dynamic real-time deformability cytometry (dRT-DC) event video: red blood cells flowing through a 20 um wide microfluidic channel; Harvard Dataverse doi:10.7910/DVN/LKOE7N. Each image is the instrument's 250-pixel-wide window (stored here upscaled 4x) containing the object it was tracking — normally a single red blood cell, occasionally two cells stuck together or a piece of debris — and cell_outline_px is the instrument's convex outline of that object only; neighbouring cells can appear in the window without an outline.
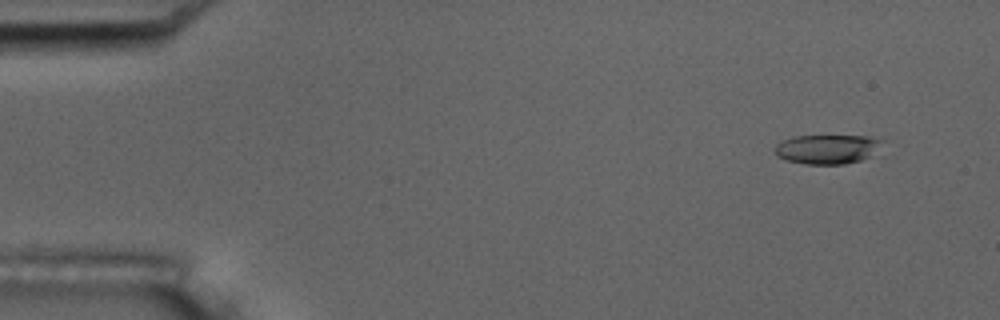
{"species": "common noctule bat (a hibernating species)", "species_latin": "Nyctalus noctula", "temperature_condition": "room temperature", "stored_images_in_passage": 51, "camera_frame_rate_fps": 3000, "um_per_image_px": 0.085, "animal": {"sex": "male", "body_mass_g": 17.5, "forearm_length_mm": 52.3}, "frame": {"image": 1, "passage_image": 1, "time_ms": 0.0, "image_size_px": [1000, 320], "cell_outline_px": [[880, 140], [868, 156], [860, 160], [844, 164], [804, 164], [788, 160], [776, 156], [776, 144], [792, 136], [868, 136]], "centroid_in_image_um": [70.2, 12.68], "position_along_channel_um": 14.8, "area_um2": 17.69}}
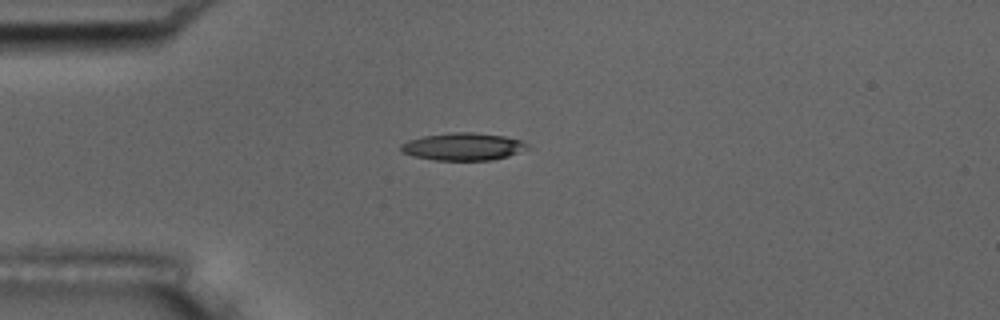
{"frame": {"image": 2, "passage_image": 11, "time_ms": 3.333, "image_size_px": [1000, 320], "cell_outline_px": [[532, 148], [508, 156], [492, 160], [436, 160], [412, 156], [400, 152], [400, 144], [408, 140], [424, 136], [456, 132], [472, 132], [504, 136], [524, 140]], "centroid_in_image_um": [39.4, 12.46], "position_along_channel_um": 45.6, "area_um2": 20.46}}
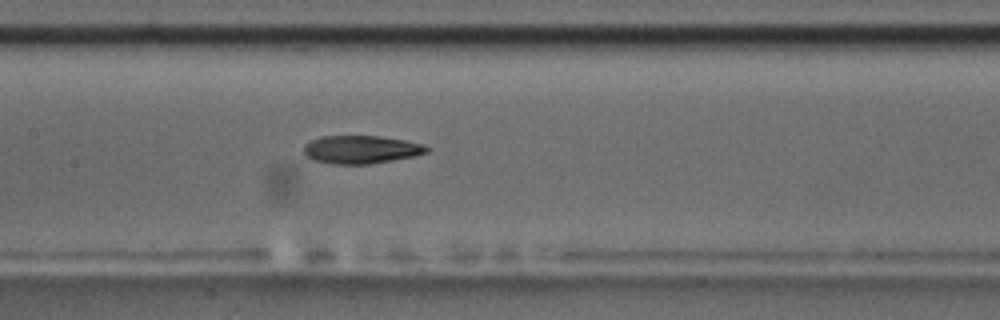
{"frame": {"image": 3, "passage_image": 23, "time_ms": 7.333, "image_size_px": [1000, 320], "cell_outline_px": [[432, 148], [428, 152], [416, 156], [368, 164], [332, 164], [312, 160], [304, 156], [304, 144], [320, 136], [380, 136], [404, 140], [424, 144]], "centroid_in_image_um": [30.7, 12.71], "position_along_channel_um": 176.7, "area_um2": 20.35}, "authors_computed_cell_mechanics": {"area_um2": 20.519, "velocity_mm_per_s": 3.7269, "shape_relaxation_time_tau1_ms": 5.2741, "shape_relaxation_time_tau2_ms": 2.1187, "deformation_change_tau1": 0.1886, "deformation_change_tau2": 0.1053}}